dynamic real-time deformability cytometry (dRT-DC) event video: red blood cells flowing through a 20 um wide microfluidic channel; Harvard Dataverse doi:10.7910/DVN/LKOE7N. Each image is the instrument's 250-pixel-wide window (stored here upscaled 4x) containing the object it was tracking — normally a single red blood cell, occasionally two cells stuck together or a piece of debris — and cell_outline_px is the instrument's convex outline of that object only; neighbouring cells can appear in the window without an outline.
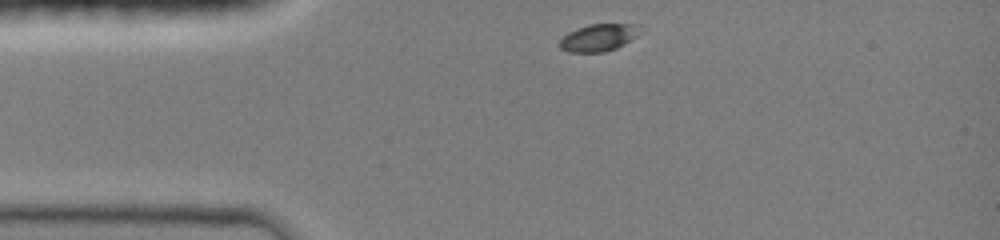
{"species": "common noctule bat (a hibernating species)", "species_latin": "Nyctalus noctula", "temperature_condition": "room temperature", "stored_images_in_passage": 7, "camera_frame_rate_fps": 3000, "um_per_image_px": 0.085, "animal": {"sex": "female", "body_mass_g": 19.0, "forearm_length_mm": 51.5}, "frame": {"image": 1, "passage_image": 1, "time_ms": 0.0, "image_size_px": [1000, 240], "cell_outline_px": [[640, 24], [636, 36], [624, 44], [616, 48], [604, 52], [568, 52], [560, 48], [560, 40], [568, 32], [576, 28], [588, 24]], "centroid_in_image_um": [50.85, 3.19], "position_along_channel_um": 34.2, "area_um2": 12.66}}
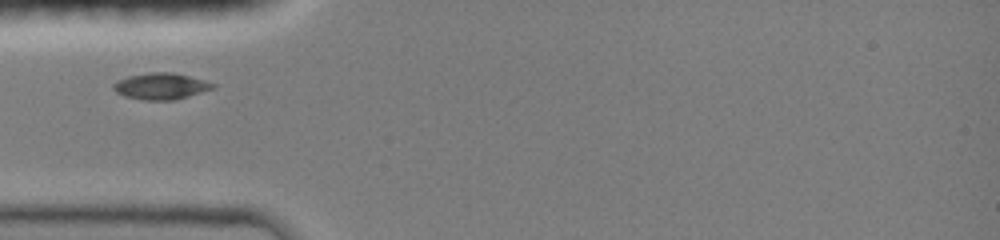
{"frame": {"image": 2, "passage_image": 4, "time_ms": 1.667, "image_size_px": [1000, 240], "cell_outline_px": [[216, 88], [188, 96], [172, 100], [144, 100], [124, 96], [116, 92], [112, 88], [112, 84], [116, 80], [128, 76], [148, 72], [172, 72], [204, 80], [216, 84]], "centroid_in_image_um": [13.65, 7.32], "position_along_channel_um": 71.3, "area_um2": 15.37}}
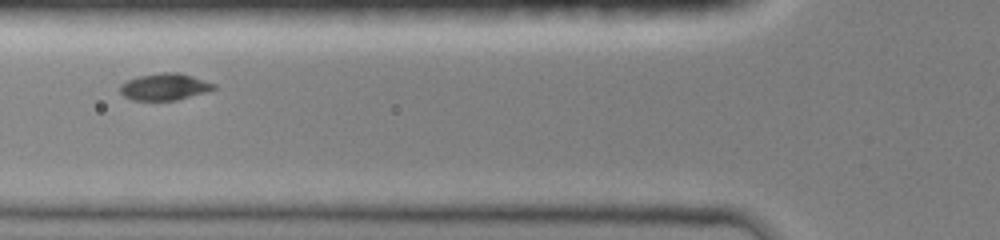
{"frame": {"image": 3, "passage_image": 6, "time_ms": 2.667, "image_size_px": [1000, 240], "cell_outline_px": [[216, 88], [204, 92], [176, 100], [132, 100], [124, 96], [120, 92], [120, 84], [128, 80], [140, 76], [160, 72], [180, 72], [216, 84]], "centroid_in_image_um": [13.98, 7.37], "position_along_channel_um": 111.8, "area_um2": 14.51}}